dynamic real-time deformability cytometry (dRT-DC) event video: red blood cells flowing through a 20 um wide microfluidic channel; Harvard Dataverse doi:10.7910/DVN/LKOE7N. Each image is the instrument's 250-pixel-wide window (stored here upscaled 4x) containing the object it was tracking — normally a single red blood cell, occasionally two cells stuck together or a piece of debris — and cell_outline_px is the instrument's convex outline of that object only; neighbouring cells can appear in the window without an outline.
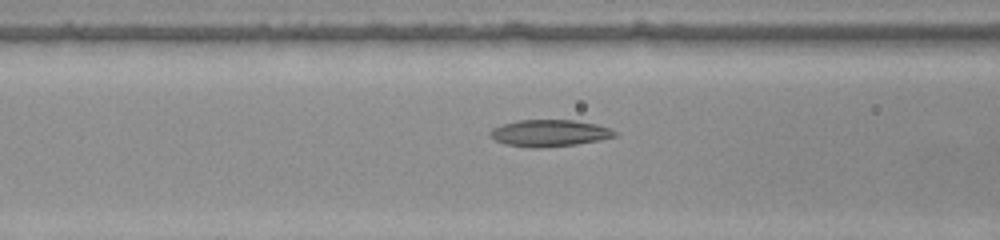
{"species": "common noctule bat (a hibernating species)", "species_latin": "Nyctalus noctula", "temperature_condition": "warm", "stored_images_in_passage": 36, "camera_frame_rate_fps": 3000, "um_per_image_px": 0.085, "animal": {"sex": "female", "body_mass_g": 22.0, "forearm_length_mm": 56.7}, "frame": {"image": 1, "passage_image": 5, "time_ms": 1.333, "image_size_px": [1000, 240], "cell_outline_px": [[616, 136], [600, 140], [576, 144], [544, 148], [528, 148], [504, 144], [496, 140], [488, 132], [492, 128], [504, 124], [520, 120], [572, 120], [596, 124], [608, 128], [616, 132]], "centroid_in_image_um": [46.68, 11.33], "position_along_channel_um": 119.9, "area_um2": 19.36}}
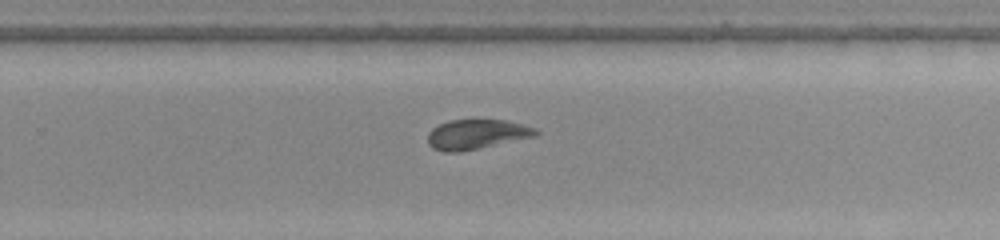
{"frame": {"image": 2, "passage_image": 18, "time_ms": 5.667, "image_size_px": [1000, 240], "cell_outline_px": [[540, 132], [536, 136], [480, 148], [460, 152], [444, 152], [432, 148], [428, 144], [428, 132], [432, 128], [440, 124], [452, 120], [508, 120], [524, 124], [536, 128]], "centroid_in_image_um": [40.53, 11.42], "position_along_channel_um": 289.3, "area_um2": 18.84}}
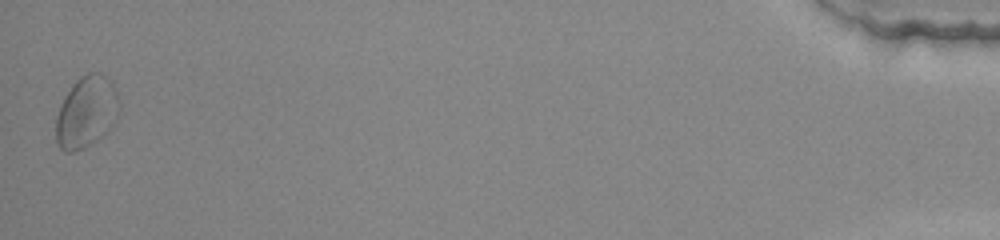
{"frame": {"image": 3, "passage_image": 36, "time_ms": 11.667, "image_size_px": [1000, 240], "cell_outline_px": [[116, 120], [96, 140], [84, 148], [76, 152], [64, 152], [60, 148], [56, 140], [56, 116], [64, 96], [72, 84], [80, 76], [88, 72], [100, 72], [112, 80], [116, 92]], "centroid_in_image_um": [7.29, 9.5], "position_along_channel_um": 427.9, "area_um2": 26.07}, "authors_computed_cell_mechanics": {"area_um2": 18.6983, "velocity_mm_per_s": 3.921, "shape_relaxation_time_tau1_ms": null, "shape_relaxation_time_tau2_ms": 3.7272, "deformation_change_tau1": null, "deformation_change_tau2": 0.0896}}